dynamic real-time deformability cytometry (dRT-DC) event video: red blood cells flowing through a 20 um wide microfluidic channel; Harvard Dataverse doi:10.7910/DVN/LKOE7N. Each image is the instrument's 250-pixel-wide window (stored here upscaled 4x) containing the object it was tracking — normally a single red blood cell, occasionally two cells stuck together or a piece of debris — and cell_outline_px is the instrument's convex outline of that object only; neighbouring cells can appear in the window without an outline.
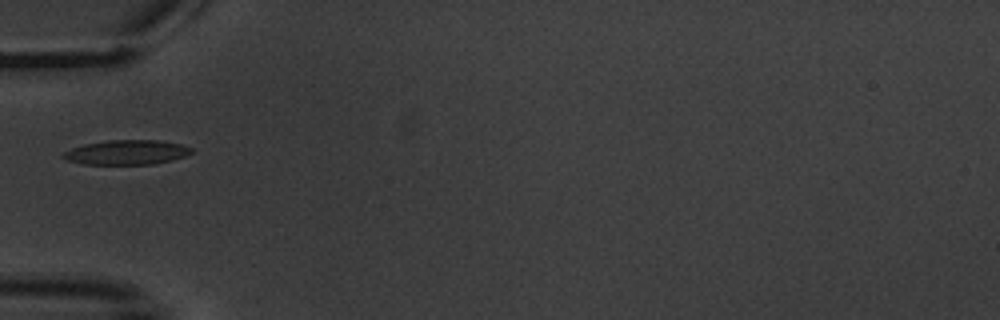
{"species": "common noctule bat (a hibernating species)", "species_latin": "Nyctalus noctula", "temperature_condition": "warm", "stored_images_in_passage": 15, "camera_frame_rate_fps": 3000, "um_per_image_px": 0.085, "animal": {"sex": "male", "body_mass_g": 20.1, "forearm_length_mm": 53.5}, "frame": {"image": 1, "passage_image": 5, "time_ms": 6.0, "image_size_px": [1000, 320], "cell_outline_px": [[192, 152], [184, 156], [172, 160], [156, 164], [84, 164], [68, 160], [60, 156], [64, 152], [72, 148], [84, 144], [108, 140], [160, 140], [180, 144], [192, 148]], "centroid_in_image_um": [10.77, 12.95], "position_along_channel_um": 74.2, "area_um2": 18.32}}
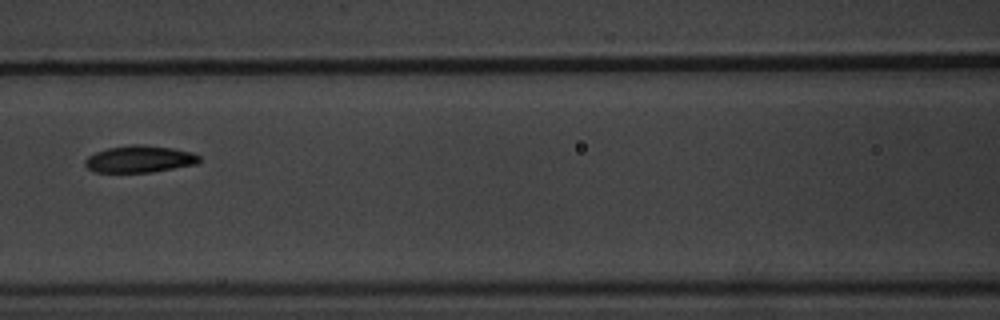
{"frame": {"image": 2, "passage_image": 7, "time_ms": 8.333, "image_size_px": [1000, 320], "cell_outline_px": [[200, 160], [196, 164], [152, 172], [96, 172], [88, 168], [84, 164], [84, 160], [88, 156], [96, 152], [108, 148], [132, 144], [144, 144], [172, 148], [192, 152], [200, 156]], "centroid_in_image_um": [11.86, 13.51], "position_along_channel_um": 154.7, "area_um2": 17.92}}
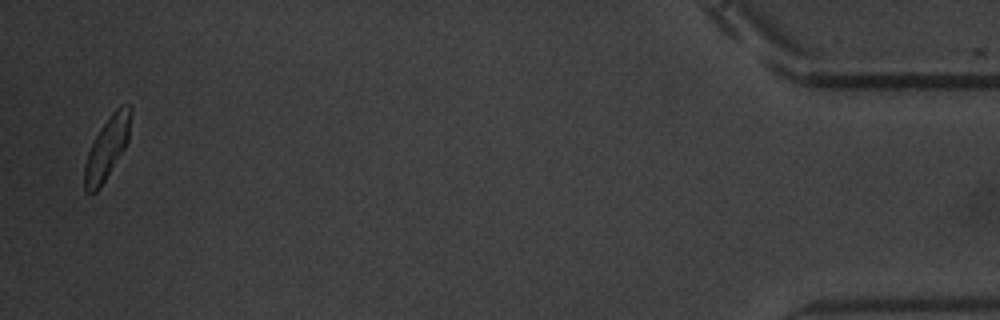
{"frame": {"image": 3, "passage_image": 15, "time_ms": 18.667, "image_size_px": [1000, 320], "cell_outline_px": [[132, 112], [128, 140], [124, 148], [100, 188], [96, 192], [84, 192], [84, 164], [88, 152], [100, 128], [112, 112], [116, 108], [128, 104], [132, 108]], "centroid_in_image_um": [9.09, 12.58], "position_along_channel_um": 426.1, "area_um2": 16.53}, "authors_computed_cell_mechanics": {"area_um2": 17.8024, "velocity_mm_per_s": 3.4081, "shape_relaxation_time_tau1_ms": 1.8062, "shape_relaxation_time_tau2_ms": 9.9803, "deformation_change_tau1": 0.09, "deformation_change_tau2": 0.1373}}